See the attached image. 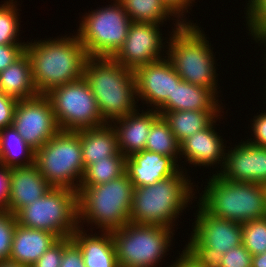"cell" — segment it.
<instances>
[{
  "label": "cell",
  "instance_id": "1",
  "mask_svg": "<svg viewBox=\"0 0 266 267\" xmlns=\"http://www.w3.org/2000/svg\"><path fill=\"white\" fill-rule=\"evenodd\" d=\"M70 35L27 41L25 52L31 62L33 82L39 95L84 78L89 55L74 30Z\"/></svg>",
  "mask_w": 266,
  "mask_h": 267
},
{
  "label": "cell",
  "instance_id": "2",
  "mask_svg": "<svg viewBox=\"0 0 266 267\" xmlns=\"http://www.w3.org/2000/svg\"><path fill=\"white\" fill-rule=\"evenodd\" d=\"M187 174L182 168L177 174L153 185L134 188L130 223L175 229L176 219L181 218L179 215L183 210L189 209L188 205L197 199L195 193L199 186L194 185Z\"/></svg>",
  "mask_w": 266,
  "mask_h": 267
},
{
  "label": "cell",
  "instance_id": "3",
  "mask_svg": "<svg viewBox=\"0 0 266 267\" xmlns=\"http://www.w3.org/2000/svg\"><path fill=\"white\" fill-rule=\"evenodd\" d=\"M203 30L196 23H184L171 33L168 30L166 57L183 81L208 88L219 98L214 47Z\"/></svg>",
  "mask_w": 266,
  "mask_h": 267
},
{
  "label": "cell",
  "instance_id": "4",
  "mask_svg": "<svg viewBox=\"0 0 266 267\" xmlns=\"http://www.w3.org/2000/svg\"><path fill=\"white\" fill-rule=\"evenodd\" d=\"M84 79L88 82L100 114L107 123L139 108L134 72L112 57H89Z\"/></svg>",
  "mask_w": 266,
  "mask_h": 267
},
{
  "label": "cell",
  "instance_id": "5",
  "mask_svg": "<svg viewBox=\"0 0 266 267\" xmlns=\"http://www.w3.org/2000/svg\"><path fill=\"white\" fill-rule=\"evenodd\" d=\"M133 189L126 172L104 184L79 187L77 191L79 227L91 225V232L93 228L111 232L129 223Z\"/></svg>",
  "mask_w": 266,
  "mask_h": 267
},
{
  "label": "cell",
  "instance_id": "6",
  "mask_svg": "<svg viewBox=\"0 0 266 267\" xmlns=\"http://www.w3.org/2000/svg\"><path fill=\"white\" fill-rule=\"evenodd\" d=\"M197 201L209 214L240 224L266 217L262 184L234 182L212 173ZM211 177V178H210Z\"/></svg>",
  "mask_w": 266,
  "mask_h": 267
},
{
  "label": "cell",
  "instance_id": "7",
  "mask_svg": "<svg viewBox=\"0 0 266 267\" xmlns=\"http://www.w3.org/2000/svg\"><path fill=\"white\" fill-rule=\"evenodd\" d=\"M173 231L168 227L130 222L111 231L119 267H160L167 251L172 250ZM170 264L166 267H171Z\"/></svg>",
  "mask_w": 266,
  "mask_h": 267
},
{
  "label": "cell",
  "instance_id": "8",
  "mask_svg": "<svg viewBox=\"0 0 266 267\" xmlns=\"http://www.w3.org/2000/svg\"><path fill=\"white\" fill-rule=\"evenodd\" d=\"M35 164L53 188L78 191L85 172L78 131L59 130L35 151Z\"/></svg>",
  "mask_w": 266,
  "mask_h": 267
},
{
  "label": "cell",
  "instance_id": "9",
  "mask_svg": "<svg viewBox=\"0 0 266 267\" xmlns=\"http://www.w3.org/2000/svg\"><path fill=\"white\" fill-rule=\"evenodd\" d=\"M80 17L77 34L89 57H112L127 38L132 23L118 0Z\"/></svg>",
  "mask_w": 266,
  "mask_h": 267
},
{
  "label": "cell",
  "instance_id": "10",
  "mask_svg": "<svg viewBox=\"0 0 266 267\" xmlns=\"http://www.w3.org/2000/svg\"><path fill=\"white\" fill-rule=\"evenodd\" d=\"M17 224L52 232L59 238L71 237L79 227L78 192L73 189L52 188L40 199L21 208Z\"/></svg>",
  "mask_w": 266,
  "mask_h": 267
},
{
  "label": "cell",
  "instance_id": "11",
  "mask_svg": "<svg viewBox=\"0 0 266 267\" xmlns=\"http://www.w3.org/2000/svg\"><path fill=\"white\" fill-rule=\"evenodd\" d=\"M46 96L52 104L60 130L78 131L107 124L84 78L56 87Z\"/></svg>",
  "mask_w": 266,
  "mask_h": 267
},
{
  "label": "cell",
  "instance_id": "12",
  "mask_svg": "<svg viewBox=\"0 0 266 267\" xmlns=\"http://www.w3.org/2000/svg\"><path fill=\"white\" fill-rule=\"evenodd\" d=\"M195 203L196 219L185 247L199 259L213 263L227 250L242 244V224L215 217Z\"/></svg>",
  "mask_w": 266,
  "mask_h": 267
},
{
  "label": "cell",
  "instance_id": "13",
  "mask_svg": "<svg viewBox=\"0 0 266 267\" xmlns=\"http://www.w3.org/2000/svg\"><path fill=\"white\" fill-rule=\"evenodd\" d=\"M161 27L163 24L132 21L127 38L112 58L133 72L141 66L165 58L169 37L163 36Z\"/></svg>",
  "mask_w": 266,
  "mask_h": 267
},
{
  "label": "cell",
  "instance_id": "14",
  "mask_svg": "<svg viewBox=\"0 0 266 267\" xmlns=\"http://www.w3.org/2000/svg\"><path fill=\"white\" fill-rule=\"evenodd\" d=\"M12 125L35 151L60 130L46 95L18 100Z\"/></svg>",
  "mask_w": 266,
  "mask_h": 267
},
{
  "label": "cell",
  "instance_id": "15",
  "mask_svg": "<svg viewBox=\"0 0 266 267\" xmlns=\"http://www.w3.org/2000/svg\"><path fill=\"white\" fill-rule=\"evenodd\" d=\"M134 77L137 101L151 110H157L172 97L175 84L182 80L167 57L137 68Z\"/></svg>",
  "mask_w": 266,
  "mask_h": 267
},
{
  "label": "cell",
  "instance_id": "16",
  "mask_svg": "<svg viewBox=\"0 0 266 267\" xmlns=\"http://www.w3.org/2000/svg\"><path fill=\"white\" fill-rule=\"evenodd\" d=\"M232 146L236 147H227L217 174L234 182L266 183V147L253 145L246 139Z\"/></svg>",
  "mask_w": 266,
  "mask_h": 267
},
{
  "label": "cell",
  "instance_id": "17",
  "mask_svg": "<svg viewBox=\"0 0 266 267\" xmlns=\"http://www.w3.org/2000/svg\"><path fill=\"white\" fill-rule=\"evenodd\" d=\"M223 117L221 113L208 127L196 132L180 143V161L183 158L186 160L181 163L187 162L189 166L193 165L195 169L196 166L200 168L202 166L205 168L212 167L217 169L215 174H217V171L219 172L218 168L221 170L227 145L224 144L221 134L217 132L216 123L221 119L223 120Z\"/></svg>",
  "mask_w": 266,
  "mask_h": 267
},
{
  "label": "cell",
  "instance_id": "18",
  "mask_svg": "<svg viewBox=\"0 0 266 267\" xmlns=\"http://www.w3.org/2000/svg\"><path fill=\"white\" fill-rule=\"evenodd\" d=\"M180 170V165L172 157L145 149L126 157L125 172L133 188L153 185Z\"/></svg>",
  "mask_w": 266,
  "mask_h": 267
},
{
  "label": "cell",
  "instance_id": "19",
  "mask_svg": "<svg viewBox=\"0 0 266 267\" xmlns=\"http://www.w3.org/2000/svg\"><path fill=\"white\" fill-rule=\"evenodd\" d=\"M52 188L35 163L30 166L10 168L9 200L5 210L16 214Z\"/></svg>",
  "mask_w": 266,
  "mask_h": 267
},
{
  "label": "cell",
  "instance_id": "20",
  "mask_svg": "<svg viewBox=\"0 0 266 267\" xmlns=\"http://www.w3.org/2000/svg\"><path fill=\"white\" fill-rule=\"evenodd\" d=\"M159 116L156 110L140 111L139 108L111 122L116 131L118 149L125 157L145 149L151 125Z\"/></svg>",
  "mask_w": 266,
  "mask_h": 267
},
{
  "label": "cell",
  "instance_id": "21",
  "mask_svg": "<svg viewBox=\"0 0 266 267\" xmlns=\"http://www.w3.org/2000/svg\"><path fill=\"white\" fill-rule=\"evenodd\" d=\"M223 105L210 89L181 80L175 84L172 97H168L156 111H224Z\"/></svg>",
  "mask_w": 266,
  "mask_h": 267
},
{
  "label": "cell",
  "instance_id": "22",
  "mask_svg": "<svg viewBox=\"0 0 266 267\" xmlns=\"http://www.w3.org/2000/svg\"><path fill=\"white\" fill-rule=\"evenodd\" d=\"M59 239L52 232L16 224L9 260L31 267Z\"/></svg>",
  "mask_w": 266,
  "mask_h": 267
},
{
  "label": "cell",
  "instance_id": "23",
  "mask_svg": "<svg viewBox=\"0 0 266 267\" xmlns=\"http://www.w3.org/2000/svg\"><path fill=\"white\" fill-rule=\"evenodd\" d=\"M78 227L71 235L80 248L86 267H119L111 232H92ZM88 233V234H87Z\"/></svg>",
  "mask_w": 266,
  "mask_h": 267
},
{
  "label": "cell",
  "instance_id": "24",
  "mask_svg": "<svg viewBox=\"0 0 266 267\" xmlns=\"http://www.w3.org/2000/svg\"><path fill=\"white\" fill-rule=\"evenodd\" d=\"M78 136L85 168L119 152L116 131L111 123L78 130Z\"/></svg>",
  "mask_w": 266,
  "mask_h": 267
},
{
  "label": "cell",
  "instance_id": "25",
  "mask_svg": "<svg viewBox=\"0 0 266 267\" xmlns=\"http://www.w3.org/2000/svg\"><path fill=\"white\" fill-rule=\"evenodd\" d=\"M1 92L17 100L37 97L31 62L24 52L16 61L0 72Z\"/></svg>",
  "mask_w": 266,
  "mask_h": 267
},
{
  "label": "cell",
  "instance_id": "26",
  "mask_svg": "<svg viewBox=\"0 0 266 267\" xmlns=\"http://www.w3.org/2000/svg\"><path fill=\"white\" fill-rule=\"evenodd\" d=\"M168 122L175 138L181 143L186 138L208 127L224 111L158 112Z\"/></svg>",
  "mask_w": 266,
  "mask_h": 267
},
{
  "label": "cell",
  "instance_id": "27",
  "mask_svg": "<svg viewBox=\"0 0 266 267\" xmlns=\"http://www.w3.org/2000/svg\"><path fill=\"white\" fill-rule=\"evenodd\" d=\"M35 163V150L14 126L0 129V165L6 168L30 166Z\"/></svg>",
  "mask_w": 266,
  "mask_h": 267
},
{
  "label": "cell",
  "instance_id": "28",
  "mask_svg": "<svg viewBox=\"0 0 266 267\" xmlns=\"http://www.w3.org/2000/svg\"><path fill=\"white\" fill-rule=\"evenodd\" d=\"M129 18L135 22L167 24L173 21L172 31L184 23L165 5L162 0H118ZM174 17V18H173ZM165 21V22H164ZM175 22V23H174Z\"/></svg>",
  "mask_w": 266,
  "mask_h": 267
},
{
  "label": "cell",
  "instance_id": "29",
  "mask_svg": "<svg viewBox=\"0 0 266 267\" xmlns=\"http://www.w3.org/2000/svg\"><path fill=\"white\" fill-rule=\"evenodd\" d=\"M145 150L172 157L178 164H180L181 169H186L185 171L188 172L187 168L183 167V164L180 163V143L175 138L168 122L163 116H159L152 123L145 144Z\"/></svg>",
  "mask_w": 266,
  "mask_h": 267
},
{
  "label": "cell",
  "instance_id": "30",
  "mask_svg": "<svg viewBox=\"0 0 266 267\" xmlns=\"http://www.w3.org/2000/svg\"><path fill=\"white\" fill-rule=\"evenodd\" d=\"M126 157L119 151L115 156L104 158L85 168L79 187H89L107 183L125 173Z\"/></svg>",
  "mask_w": 266,
  "mask_h": 267
},
{
  "label": "cell",
  "instance_id": "31",
  "mask_svg": "<svg viewBox=\"0 0 266 267\" xmlns=\"http://www.w3.org/2000/svg\"><path fill=\"white\" fill-rule=\"evenodd\" d=\"M0 4V45L6 44H26L27 42L19 40L21 30L20 25V12L18 9L17 0H6Z\"/></svg>",
  "mask_w": 266,
  "mask_h": 267
},
{
  "label": "cell",
  "instance_id": "32",
  "mask_svg": "<svg viewBox=\"0 0 266 267\" xmlns=\"http://www.w3.org/2000/svg\"><path fill=\"white\" fill-rule=\"evenodd\" d=\"M245 5V26L256 44L266 35V0H248Z\"/></svg>",
  "mask_w": 266,
  "mask_h": 267
},
{
  "label": "cell",
  "instance_id": "33",
  "mask_svg": "<svg viewBox=\"0 0 266 267\" xmlns=\"http://www.w3.org/2000/svg\"><path fill=\"white\" fill-rule=\"evenodd\" d=\"M242 244L252 256L266 252V217L242 224Z\"/></svg>",
  "mask_w": 266,
  "mask_h": 267
},
{
  "label": "cell",
  "instance_id": "34",
  "mask_svg": "<svg viewBox=\"0 0 266 267\" xmlns=\"http://www.w3.org/2000/svg\"><path fill=\"white\" fill-rule=\"evenodd\" d=\"M17 221L15 214L0 210V262L10 257L13 233Z\"/></svg>",
  "mask_w": 266,
  "mask_h": 267
},
{
  "label": "cell",
  "instance_id": "35",
  "mask_svg": "<svg viewBox=\"0 0 266 267\" xmlns=\"http://www.w3.org/2000/svg\"><path fill=\"white\" fill-rule=\"evenodd\" d=\"M213 264L214 267H251L252 255L243 244H240L237 247L227 250Z\"/></svg>",
  "mask_w": 266,
  "mask_h": 267
},
{
  "label": "cell",
  "instance_id": "36",
  "mask_svg": "<svg viewBox=\"0 0 266 267\" xmlns=\"http://www.w3.org/2000/svg\"><path fill=\"white\" fill-rule=\"evenodd\" d=\"M60 267H86L80 248L71 237L63 238V256Z\"/></svg>",
  "mask_w": 266,
  "mask_h": 267
},
{
  "label": "cell",
  "instance_id": "37",
  "mask_svg": "<svg viewBox=\"0 0 266 267\" xmlns=\"http://www.w3.org/2000/svg\"><path fill=\"white\" fill-rule=\"evenodd\" d=\"M266 104V101H263ZM266 110V109H265ZM263 111L260 114H256L253 116L249 130L251 132V137L248 138L247 141L253 145H257L260 147H266V111Z\"/></svg>",
  "mask_w": 266,
  "mask_h": 267
},
{
  "label": "cell",
  "instance_id": "38",
  "mask_svg": "<svg viewBox=\"0 0 266 267\" xmlns=\"http://www.w3.org/2000/svg\"><path fill=\"white\" fill-rule=\"evenodd\" d=\"M62 256L63 238H60L31 267H60Z\"/></svg>",
  "mask_w": 266,
  "mask_h": 267
},
{
  "label": "cell",
  "instance_id": "39",
  "mask_svg": "<svg viewBox=\"0 0 266 267\" xmlns=\"http://www.w3.org/2000/svg\"><path fill=\"white\" fill-rule=\"evenodd\" d=\"M18 100L0 92V129L12 126Z\"/></svg>",
  "mask_w": 266,
  "mask_h": 267
},
{
  "label": "cell",
  "instance_id": "40",
  "mask_svg": "<svg viewBox=\"0 0 266 267\" xmlns=\"http://www.w3.org/2000/svg\"><path fill=\"white\" fill-rule=\"evenodd\" d=\"M26 44L0 45V72L16 61L24 52Z\"/></svg>",
  "mask_w": 266,
  "mask_h": 267
},
{
  "label": "cell",
  "instance_id": "41",
  "mask_svg": "<svg viewBox=\"0 0 266 267\" xmlns=\"http://www.w3.org/2000/svg\"><path fill=\"white\" fill-rule=\"evenodd\" d=\"M177 253L179 256L174 259L171 267H214V264L211 262L204 261L193 255L186 247Z\"/></svg>",
  "mask_w": 266,
  "mask_h": 267
},
{
  "label": "cell",
  "instance_id": "42",
  "mask_svg": "<svg viewBox=\"0 0 266 267\" xmlns=\"http://www.w3.org/2000/svg\"><path fill=\"white\" fill-rule=\"evenodd\" d=\"M162 1L183 23H194L193 21L188 20L186 13H188L193 8V4L197 3L195 2V0H162Z\"/></svg>",
  "mask_w": 266,
  "mask_h": 267
},
{
  "label": "cell",
  "instance_id": "43",
  "mask_svg": "<svg viewBox=\"0 0 266 267\" xmlns=\"http://www.w3.org/2000/svg\"><path fill=\"white\" fill-rule=\"evenodd\" d=\"M10 168L0 165V210L7 208L9 200Z\"/></svg>",
  "mask_w": 266,
  "mask_h": 267
},
{
  "label": "cell",
  "instance_id": "44",
  "mask_svg": "<svg viewBox=\"0 0 266 267\" xmlns=\"http://www.w3.org/2000/svg\"><path fill=\"white\" fill-rule=\"evenodd\" d=\"M251 267H266V252L252 256Z\"/></svg>",
  "mask_w": 266,
  "mask_h": 267
},
{
  "label": "cell",
  "instance_id": "45",
  "mask_svg": "<svg viewBox=\"0 0 266 267\" xmlns=\"http://www.w3.org/2000/svg\"><path fill=\"white\" fill-rule=\"evenodd\" d=\"M0 267H26V266L8 259L0 262Z\"/></svg>",
  "mask_w": 266,
  "mask_h": 267
},
{
  "label": "cell",
  "instance_id": "46",
  "mask_svg": "<svg viewBox=\"0 0 266 267\" xmlns=\"http://www.w3.org/2000/svg\"><path fill=\"white\" fill-rule=\"evenodd\" d=\"M259 43V44H258ZM257 44H258V46H261L260 48V50L262 51V48H265V52H263L264 53V63L266 64V35L264 36V37H262L258 42H257Z\"/></svg>",
  "mask_w": 266,
  "mask_h": 267
},
{
  "label": "cell",
  "instance_id": "47",
  "mask_svg": "<svg viewBox=\"0 0 266 267\" xmlns=\"http://www.w3.org/2000/svg\"><path fill=\"white\" fill-rule=\"evenodd\" d=\"M264 188V193H265V203H266V183L262 184Z\"/></svg>",
  "mask_w": 266,
  "mask_h": 267
}]
</instances>
